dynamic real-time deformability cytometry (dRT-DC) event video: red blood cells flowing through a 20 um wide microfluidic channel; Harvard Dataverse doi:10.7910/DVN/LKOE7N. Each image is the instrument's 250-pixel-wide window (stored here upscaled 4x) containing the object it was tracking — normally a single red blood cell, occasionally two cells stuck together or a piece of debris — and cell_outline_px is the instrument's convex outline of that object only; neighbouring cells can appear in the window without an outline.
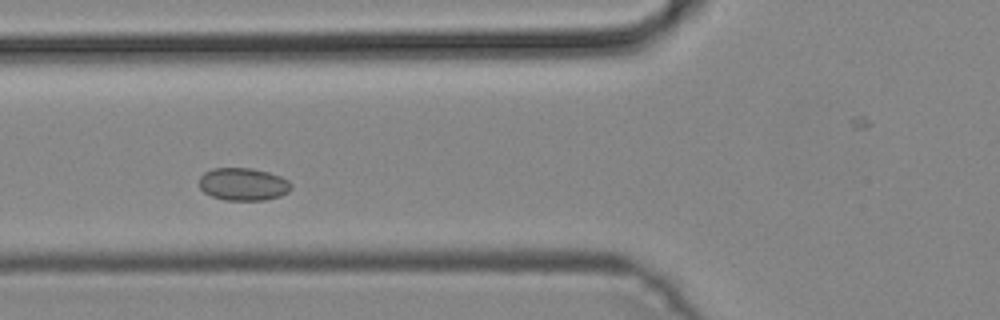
{"species": "common noctule bat (a hibernating species)", "species_latin": "Nyctalus noctula", "temperature_condition": "cold", "stored_images_in_passage": 42, "camera_frame_rate_fps": 3000, "um_per_image_px": 0.085, "animal": {"sex": "male", "body_mass_g": 19.2, "forearm_length_mm": 51.8}, "frame": {"image": 1, "passage_image": 11, "time_ms": 3.333, "image_size_px": [1000, 320], "cell_outline_px": [[292, 188], [288, 192], [280, 196], [264, 200], [224, 200], [212, 196], [204, 192], [200, 188], [200, 176], [204, 172], [212, 168], [252, 168], [268, 172], [280, 176], [288, 180], [292, 184]], "centroid_in_image_um": [20.68, 15.65], "position_along_channel_um": 105.1, "area_um2": 17.57}}
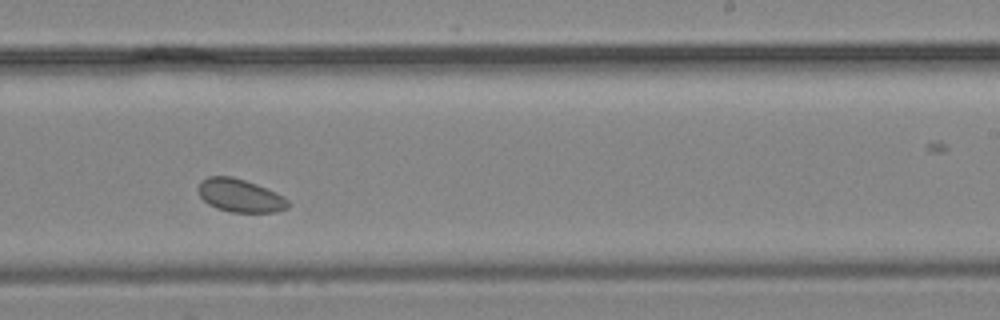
{"frame": {"image": 2, "passage_image": 23, "time_ms": 7.333, "image_size_px": [1000, 320], "cell_outline_px": [[288, 208], [276, 212], [228, 212], [216, 208], [208, 204], [200, 196], [200, 180], [208, 176], [232, 176], [256, 184], [276, 192], [284, 196], [288, 200]], "centroid_in_image_um": [20.42, 16.63], "position_along_channel_um": 268.6, "area_um2": 17.28}}
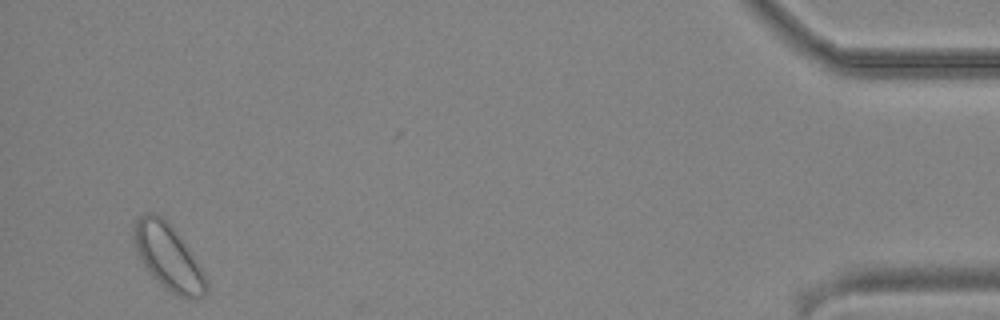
{"frame": {"image": 3, "passage_image": 40, "time_ms": 13.0, "image_size_px": [1000, 320], "cell_outline_px": [[208, 288], [204, 296], [180, 296], [172, 292], [156, 280], [152, 276], [136, 252], [136, 220], [140, 216], [148, 212], [152, 212], [160, 216], [172, 224], [200, 268], [208, 284]], "centroid_in_image_um": [14.3, 21.82], "position_along_channel_um": 420.9, "area_um2": 26.41}}